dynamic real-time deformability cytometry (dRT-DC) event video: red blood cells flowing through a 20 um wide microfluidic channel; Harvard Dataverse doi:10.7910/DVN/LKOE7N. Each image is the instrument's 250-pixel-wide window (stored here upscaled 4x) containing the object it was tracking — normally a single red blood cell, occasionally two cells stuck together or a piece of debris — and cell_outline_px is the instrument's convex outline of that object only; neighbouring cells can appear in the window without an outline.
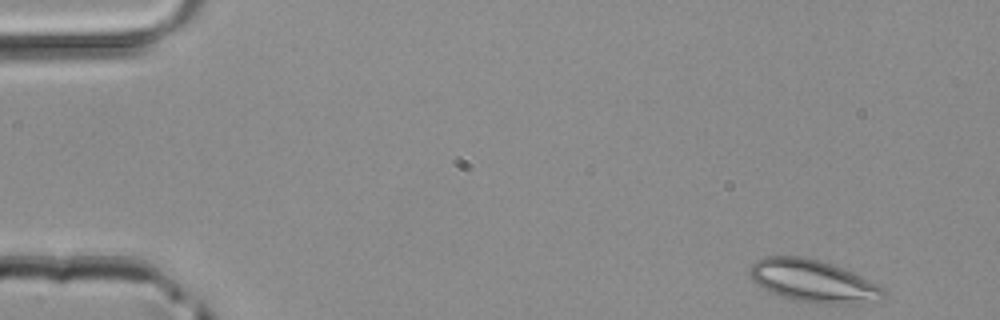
{"species": "common noctule bat (a hibernating species)", "species_latin": "Nyctalus noctula", "temperature_condition": "room temperature", "stored_images_in_passage": 45, "camera_frame_rate_fps": 3000, "um_per_image_px": 0.085, "animal": {"sex": "male", "body_mass_g": 20.4}, "frame": {"image": 1, "passage_image": 1, "time_ms": 0.0, "image_size_px": [1000, 320], "cell_outline_px": [[888, 292], [884, 296], [860, 304], [824, 304], [796, 300], [780, 296], [764, 288], [752, 280], [748, 272], [752, 264], [756, 260], [764, 256], [804, 256], [820, 260], [832, 264], [852, 272], [884, 288]], "centroid_in_image_um": [69.1, 23.88], "position_along_channel_um": 15.9, "area_um2": 32.89}}
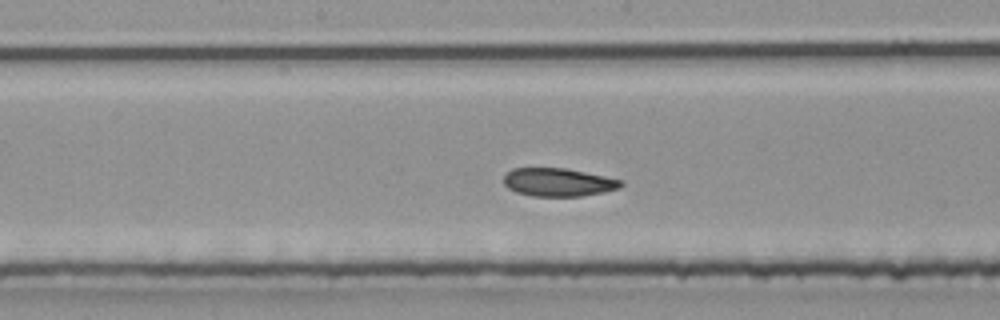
{"frame": {"image": 2, "passage_image": 22, "time_ms": 7.0, "image_size_px": [1000, 320], "cell_outline_px": [[624, 184], [620, 188], [604, 192], [580, 196], [532, 196], [516, 192], [508, 188], [504, 184], [504, 176], [512, 168], [564, 168], [624, 180]], "centroid_in_image_um": [47.46, 15.49], "position_along_channel_um": 200.7, "area_um2": 19.25}}
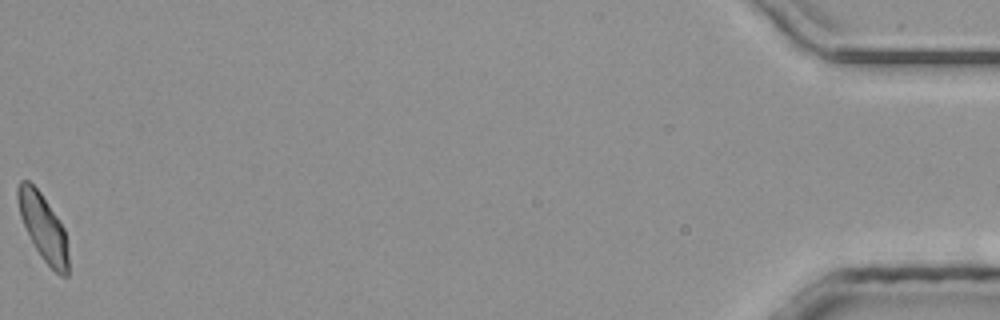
{"frame": {"image": 3, "passage_image": 45, "time_ms": 14.667, "image_size_px": [1000, 320], "cell_outline_px": [[68, 276], [60, 276], [40, 256], [32, 244], [20, 216], [16, 196], [16, 188], [20, 180], [28, 180], [40, 192], [64, 228], [68, 256]], "centroid_in_image_um": [3.64, 19.32], "position_along_channel_um": 431.6, "area_um2": 19.48}}